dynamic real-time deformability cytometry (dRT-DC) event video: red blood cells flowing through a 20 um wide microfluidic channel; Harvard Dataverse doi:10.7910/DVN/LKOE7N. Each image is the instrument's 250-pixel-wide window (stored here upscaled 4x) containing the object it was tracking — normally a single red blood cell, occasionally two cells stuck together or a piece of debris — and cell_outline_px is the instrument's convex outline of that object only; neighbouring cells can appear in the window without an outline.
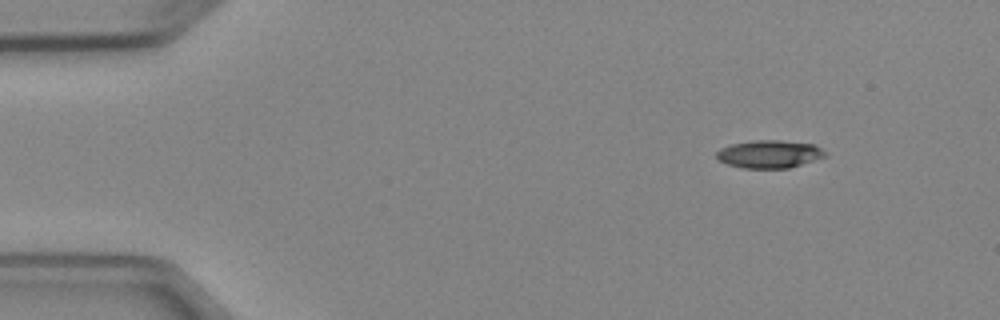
{"species": "Egyptian fruit bat (a non-hibernating species)", "species_latin": "Rousettus aegyptiacus", "temperature_condition": "cold", "stored_images_in_passage": 6, "camera_frame_rate_fps": 3000, "um_per_image_px": 0.085, "animal": {"sex": "female"}, "frame": {"image": 1, "passage_image": 1, "time_ms": 0.0, "image_size_px": [1000, 320], "cell_outline_px": [[828, 156], [788, 168], [744, 168], [728, 164], [716, 160], [716, 152], [720, 148], [732, 144], [752, 140], [780, 140], [812, 144], [828, 152]], "centroid_in_image_um": [65.39, 13.09], "position_along_channel_um": 19.6, "area_um2": 17.69}}
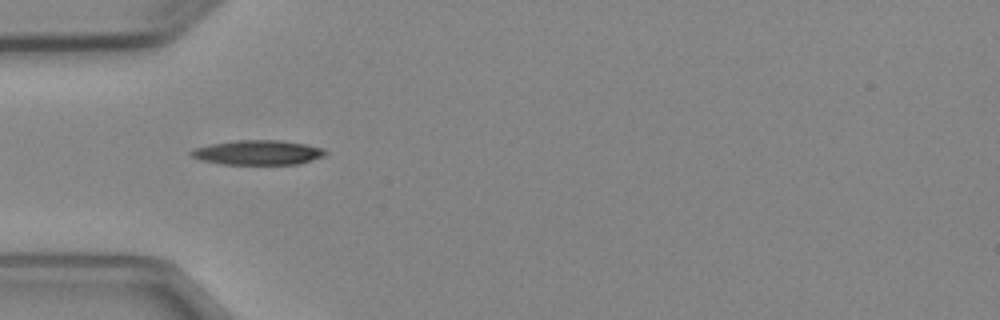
{"frame": {"image": 2, "passage_image": 4, "time_ms": 3.333, "image_size_px": [1000, 320], "cell_outline_px": [[328, 152], [324, 156], [300, 164], [224, 164], [200, 160], [192, 156], [188, 152], [196, 148], [212, 144], [236, 140], [280, 140], [304, 144], [324, 148]], "centroid_in_image_um": [21.96, 12.96], "position_along_channel_um": 63.0, "area_um2": 19.19}}